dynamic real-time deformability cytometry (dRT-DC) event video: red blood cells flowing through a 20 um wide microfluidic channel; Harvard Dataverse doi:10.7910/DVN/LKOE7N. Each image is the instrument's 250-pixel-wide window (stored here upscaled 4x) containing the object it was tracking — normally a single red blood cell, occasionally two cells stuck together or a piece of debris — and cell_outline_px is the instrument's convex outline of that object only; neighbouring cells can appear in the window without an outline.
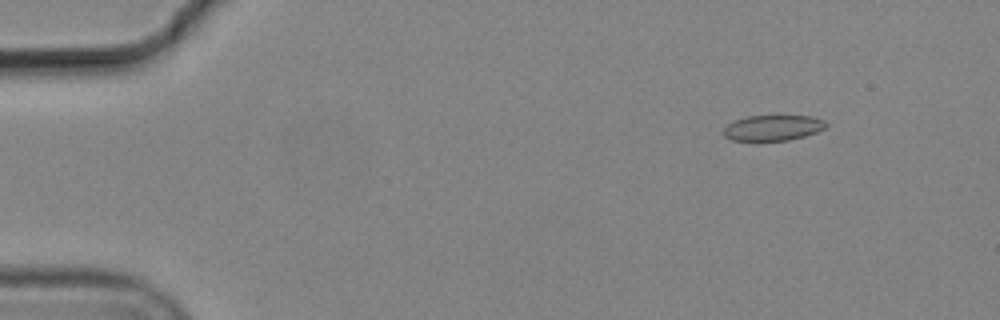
{"species": "common noctule bat (a hibernating species)", "species_latin": "Nyctalus noctula", "temperature_condition": "cold", "stored_images_in_passage": 4, "camera_frame_rate_fps": 3000, "um_per_image_px": 0.085, "animal": {"sex": "male", "body_mass_g": 19.2, "forearm_length_mm": 51.8}, "frame": {"image": 1, "passage_image": 1, "time_ms": 0.0, "image_size_px": [1000, 320], "cell_outline_px": [[828, 124], [824, 128], [816, 132], [804, 136], [788, 140], [756, 144], [732, 140], [724, 136], [724, 128], [728, 124], [736, 120], [748, 116], [812, 116], [824, 120]], "centroid_in_image_um": [65.65, 10.92], "position_along_channel_um": 19.3, "area_um2": 15.84}}